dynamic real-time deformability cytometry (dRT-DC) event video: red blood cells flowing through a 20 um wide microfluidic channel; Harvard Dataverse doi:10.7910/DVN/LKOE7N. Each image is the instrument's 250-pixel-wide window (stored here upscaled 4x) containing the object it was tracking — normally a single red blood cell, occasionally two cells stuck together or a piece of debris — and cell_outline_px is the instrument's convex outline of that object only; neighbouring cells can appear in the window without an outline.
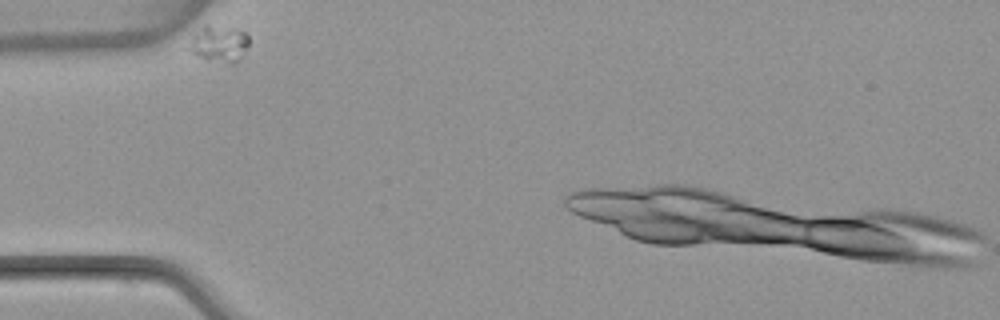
{"species": "common noctule bat (a hibernating species)", "species_latin": "Nyctalus noctula", "temperature_condition": "warm", "stored_images_in_passage": 2, "camera_frame_rate_fps": 3000, "um_per_image_px": 0.085, "animal": {"sex": "female", "body_mass_g": 22.7, "forearm_length_mm": 54.2}, "frame": {"image": 1, "passage_image": 1, "time_ms": 0.0, "image_size_px": [1000, 320], "cell_outline_px": [[248, 44], [240, 56], [232, 64], [208, 60], [184, 48], [200, 28], [204, 24], [208, 24], [232, 28], [244, 32], [248, 36]], "centroid_in_image_um": [18.57, 3.7], "position_along_channel_um": 66.4, "area_um2": 12.54}}